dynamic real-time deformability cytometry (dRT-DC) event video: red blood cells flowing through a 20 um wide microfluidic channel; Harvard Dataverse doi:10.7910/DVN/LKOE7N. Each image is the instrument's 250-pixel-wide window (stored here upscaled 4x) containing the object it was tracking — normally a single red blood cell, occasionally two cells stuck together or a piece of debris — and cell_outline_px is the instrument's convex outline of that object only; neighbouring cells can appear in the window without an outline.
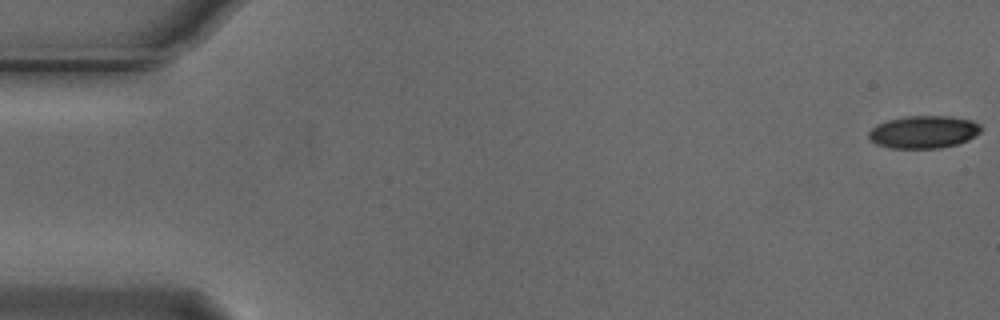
{"species": "Egyptian fruit bat (a non-hibernating species)", "species_latin": "Rousettus aegyptiacus", "temperature_condition": "cold", "stored_images_in_passage": 55, "camera_frame_rate_fps": 3000, "um_per_image_px": 0.085, "animal": {"sex": "male"}, "frame": {"image": 1, "passage_image": 1, "time_ms": 0.0, "image_size_px": [1000, 320], "cell_outline_px": [[980, 132], [968, 140], [956, 144], [940, 148], [892, 148], [876, 144], [868, 136], [868, 132], [876, 124], [888, 120], [908, 116], [952, 116], [972, 120], [980, 124]], "centroid_in_image_um": [78.51, 11.21], "position_along_channel_um": 6.5, "area_um2": 21.27}}
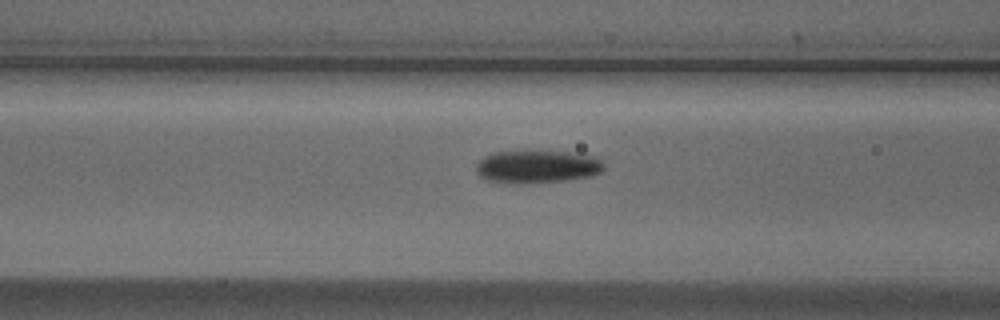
{"frame": {"image": 2, "passage_image": 22, "time_ms": 7.0, "image_size_px": [1000, 320], "cell_outline_px": [[604, 168], [600, 172], [588, 176], [564, 180], [492, 180], [480, 176], [476, 172], [476, 164], [484, 156], [492, 152], [528, 148], [572, 152], [596, 156], [604, 164]], "centroid_in_image_um": [45.69, 14.04], "position_along_channel_um": 120.9, "area_um2": 24.16}}
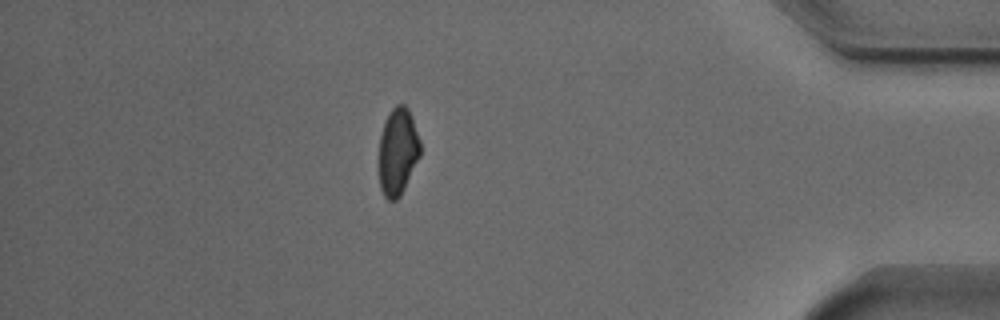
{"frame": {"image": 3, "passage_image": 48, "time_ms": 15.667, "image_size_px": [1000, 320], "cell_outline_px": [[420, 156], [400, 196], [396, 200], [388, 200], [384, 196], [380, 188], [376, 160], [380, 136], [384, 120], [388, 112], [396, 104], [404, 104], [408, 108], [420, 140]], "centroid_in_image_um": [33.75, 12.88], "position_along_channel_um": 401.4, "area_um2": 21.62}, "authors_computed_cell_mechanics": {"area_um2": 22.9466, "velocity_mm_per_s": 3.7426, "shape_relaxation_time_tau1_ms": 3.938, "shape_relaxation_time_tau2_ms": 8.2127, "deformation_change_tau1": 0.1152, "deformation_change_tau2": 0.1134}}